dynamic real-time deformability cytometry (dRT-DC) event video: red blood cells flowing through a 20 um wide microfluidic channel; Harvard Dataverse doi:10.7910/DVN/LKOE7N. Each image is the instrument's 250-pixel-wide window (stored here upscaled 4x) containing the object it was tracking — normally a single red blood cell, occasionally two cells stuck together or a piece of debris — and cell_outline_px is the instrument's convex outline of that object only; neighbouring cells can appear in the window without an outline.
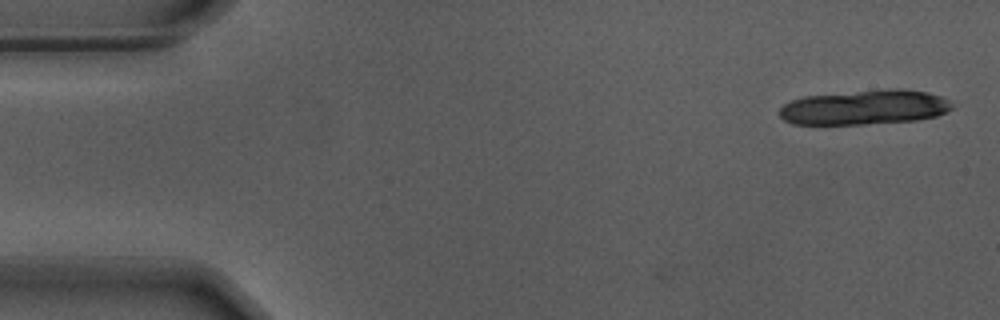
{"species": "Egyptian fruit bat (a non-hibernating species)", "species_latin": "Rousettus aegyptiacus", "temperature_condition": "warm", "stored_images_in_passage": 17, "camera_frame_rate_fps": 3000, "um_per_image_px": 0.085, "animal": {"sex": "male"}, "frame": {"image": 1, "passage_image": 1, "time_ms": 0.0, "image_size_px": [1000, 320], "cell_outline_px": [[952, 108], [936, 116], [916, 120], [864, 124], [792, 124], [784, 120], [780, 116], [780, 108], [784, 104], [792, 100], [804, 96], [860, 92], [928, 92], [940, 96], [948, 100]], "centroid_in_image_um": [73.4, 9.18], "position_along_channel_um": 11.6, "area_um2": 33.29}}